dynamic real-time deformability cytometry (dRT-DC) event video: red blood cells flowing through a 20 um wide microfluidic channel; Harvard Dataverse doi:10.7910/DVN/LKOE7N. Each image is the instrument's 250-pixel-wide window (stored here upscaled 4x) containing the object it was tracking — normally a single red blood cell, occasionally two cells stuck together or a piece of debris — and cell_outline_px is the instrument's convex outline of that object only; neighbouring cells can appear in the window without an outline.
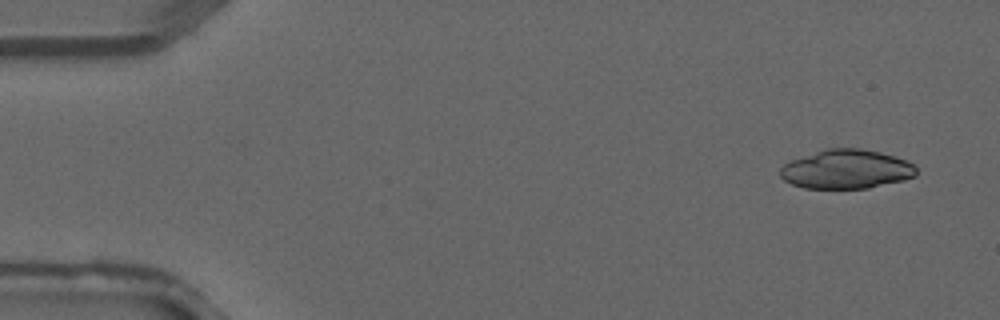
{"species": "common noctule bat (a hibernating species)", "species_latin": "Nyctalus noctula", "temperature_condition": "warm", "stored_images_in_passage": 3, "camera_frame_rate_fps": 3000, "um_per_image_px": 0.085, "animal": {"sex": "male", "forearm_length_mm": 52.5}, "frame": {"image": 1, "passage_image": 1, "time_ms": 0.0, "image_size_px": [1000, 320], "cell_outline_px": [[916, 176], [904, 180], [868, 188], [804, 188], [792, 184], [784, 180], [780, 176], [780, 168], [788, 160], [828, 148], [860, 148], [880, 152], [904, 160], [912, 164], [916, 168]], "centroid_in_image_um": [71.9, 14.38], "position_along_channel_um": 13.1, "area_um2": 30.92}}